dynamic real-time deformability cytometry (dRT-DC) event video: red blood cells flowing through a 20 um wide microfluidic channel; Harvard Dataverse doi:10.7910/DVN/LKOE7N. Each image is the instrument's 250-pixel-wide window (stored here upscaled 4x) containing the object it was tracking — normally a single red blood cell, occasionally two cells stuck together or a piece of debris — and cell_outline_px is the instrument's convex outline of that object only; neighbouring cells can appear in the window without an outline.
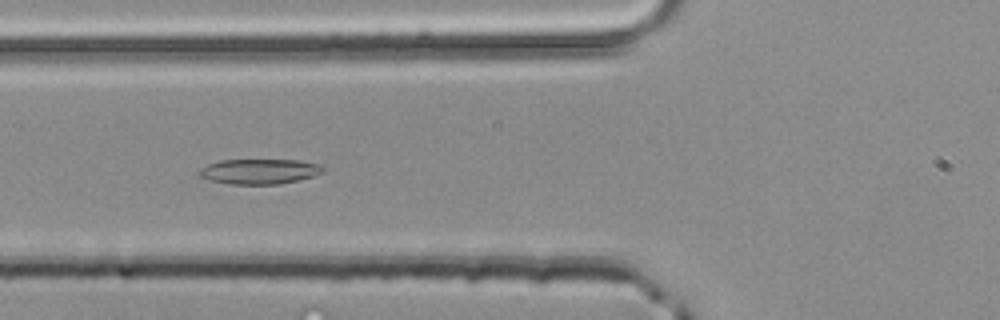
{"species": "common noctule bat (a hibernating species)", "species_latin": "Nyctalus noctula", "temperature_condition": "room temperature", "stored_images_in_passage": 34, "camera_frame_rate_fps": 3000, "um_per_image_px": 0.085, "animal": {"sex": "male", "body_mass_g": 20.4}, "frame": {"image": 1, "passage_image": 3, "time_ms": 0.667, "image_size_px": [1000, 320], "cell_outline_px": [[324, 172], [312, 176], [280, 184], [232, 184], [208, 180], [200, 176], [200, 168], [208, 164], [220, 160], [300, 160], [320, 164], [324, 168]], "centroid_in_image_um": [22.06, 14.56], "position_along_channel_um": 103.7, "area_um2": 18.03}}
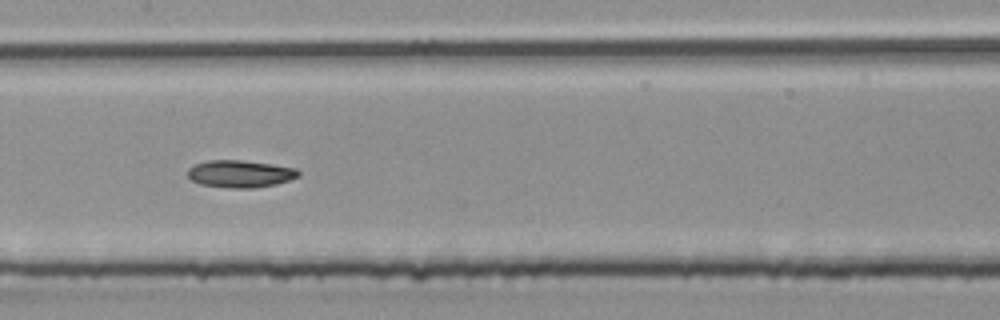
{"frame": {"image": 2, "passage_image": 9, "time_ms": 2.667, "image_size_px": [1000, 320], "cell_outline_px": [[300, 176], [276, 184], [252, 188], [232, 188], [200, 184], [192, 180], [188, 176], [188, 168], [196, 164], [208, 160], [240, 160], [272, 164], [296, 168], [300, 172]], "centroid_in_image_um": [20.42, 14.77], "position_along_channel_um": 187.0, "area_um2": 17.51}}
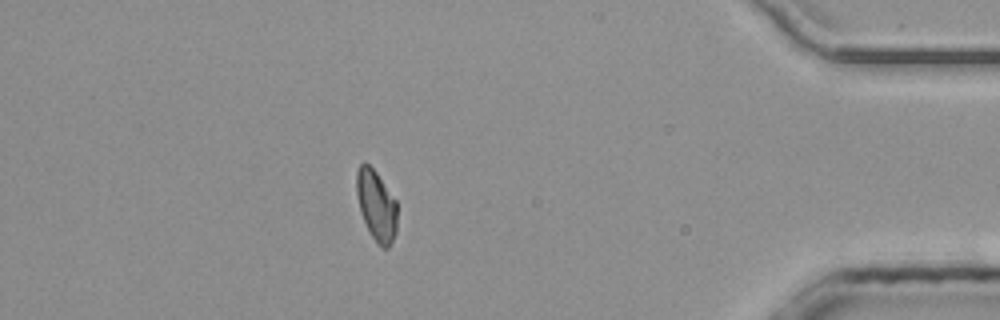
{"frame": {"image": 3, "passage_image": 28, "time_ms": 9.0, "image_size_px": [1000, 320], "cell_outline_px": [[396, 232], [388, 248], [380, 248], [376, 244], [360, 212], [356, 192], [356, 172], [360, 164], [364, 160], [376, 172], [396, 200]], "centroid_in_image_um": [31.97, 17.46], "position_along_channel_um": 403.2, "area_um2": 16.7}}